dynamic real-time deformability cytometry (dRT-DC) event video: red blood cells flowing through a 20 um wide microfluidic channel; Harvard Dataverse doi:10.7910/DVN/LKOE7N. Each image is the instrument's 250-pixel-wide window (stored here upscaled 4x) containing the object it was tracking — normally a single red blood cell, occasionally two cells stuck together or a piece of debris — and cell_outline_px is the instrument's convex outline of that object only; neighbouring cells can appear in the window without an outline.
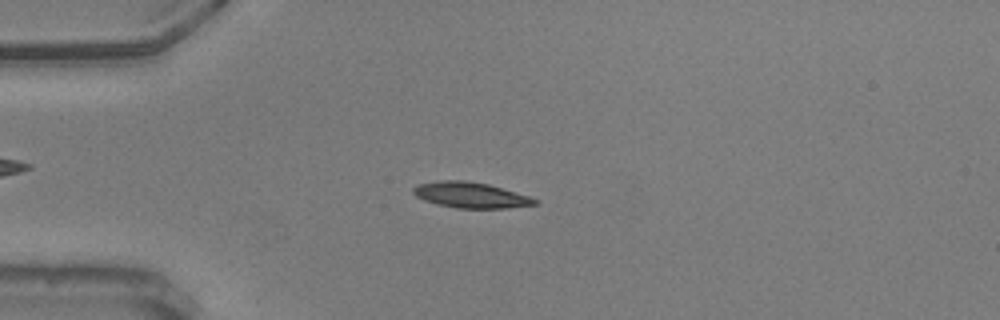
{"species": "common noctule bat (a hibernating species)", "species_latin": "Nyctalus noctula", "temperature_condition": "warm", "stored_images_in_passage": 20, "camera_frame_rate_fps": 3000, "um_per_image_px": 0.085, "animal": {"sex": "male", "body_mass_g": 20.5, "forearm_length_mm": 52.5}, "frame": {"image": 1, "passage_image": 14, "time_ms": 4.333, "image_size_px": [1000, 320], "cell_outline_px": [[536, 204], [504, 208], [456, 208], [436, 204], [424, 200], [416, 196], [412, 192], [412, 188], [420, 184], [440, 180], [468, 180], [488, 184], [528, 196], [536, 200]], "centroid_in_image_um": [39.94, 16.57], "position_along_channel_um": 45.1, "area_um2": 17.98}}